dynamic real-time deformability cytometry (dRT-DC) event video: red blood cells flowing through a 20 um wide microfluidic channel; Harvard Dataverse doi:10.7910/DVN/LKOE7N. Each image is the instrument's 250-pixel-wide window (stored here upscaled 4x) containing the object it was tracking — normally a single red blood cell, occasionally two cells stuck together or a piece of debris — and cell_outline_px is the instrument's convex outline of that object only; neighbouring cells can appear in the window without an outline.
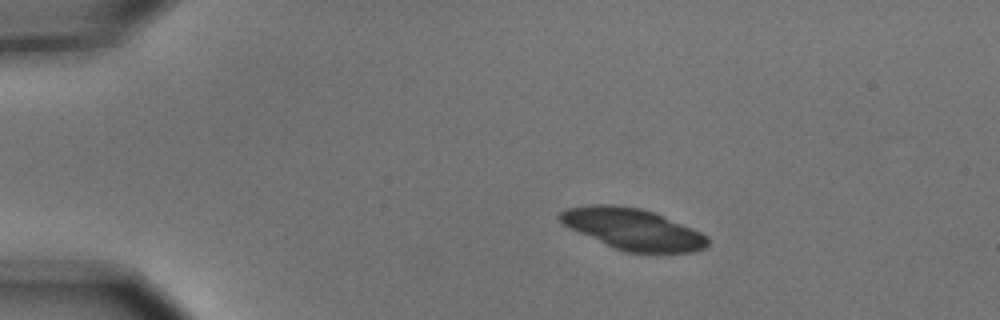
{"species": "common noctule bat (a hibernating species)", "species_latin": "Nyctalus noctula", "temperature_condition": "cold", "stored_images_in_passage": 6, "camera_frame_rate_fps": 3000, "um_per_image_px": 0.085, "animal": {"sex": "male", "body_mass_g": 15.6}, "frame": {"image": 1, "passage_image": 2, "time_ms": 0.333, "image_size_px": [1000, 320], "cell_outline_px": [[708, 244], [704, 248], [692, 252], [624, 252], [580, 232], [564, 224], [556, 216], [560, 212], [568, 208], [592, 204], [612, 204], [640, 208], [652, 212], [692, 228], [708, 236]], "centroid_in_image_um": [53.8, 19.46], "position_along_channel_um": 31.2, "area_um2": 34.8}}